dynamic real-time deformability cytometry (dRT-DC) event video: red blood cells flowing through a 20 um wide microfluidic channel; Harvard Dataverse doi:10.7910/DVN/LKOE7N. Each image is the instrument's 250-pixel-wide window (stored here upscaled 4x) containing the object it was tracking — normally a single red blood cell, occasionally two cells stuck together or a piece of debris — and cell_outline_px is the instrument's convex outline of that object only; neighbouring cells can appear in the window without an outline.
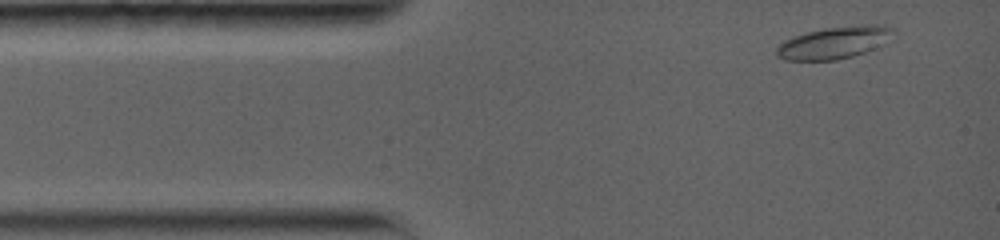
{"species": "common noctule bat (a hibernating species)", "species_latin": "Nyctalus noctula", "temperature_condition": "warm", "stored_images_in_passage": 7, "camera_frame_rate_fps": 5000, "um_per_image_px": 0.085, "animal": {"sex": "female", "body_mass_g": 19.0, "forearm_length_mm": 56.7}, "frame": {"image": 1, "passage_image": 2, "time_ms": 0.6, "image_size_px": [1000, 240], "cell_outline_px": [[896, 32], [884, 44], [864, 52], [852, 56], [836, 60], [784, 60], [776, 56], [776, 48], [784, 40], [808, 32], [824, 28], [860, 24], [880, 24], [896, 28]], "centroid_in_image_um": [70.96, 3.61], "position_along_channel_um": 14.0, "area_um2": 22.02}}
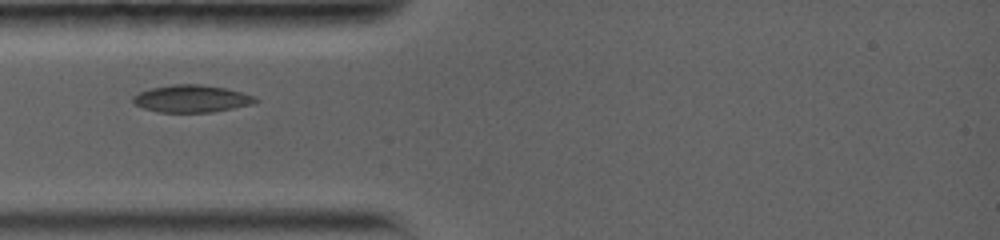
{"frame": {"image": 2, "passage_image": 6, "time_ms": 3.4, "image_size_px": [1000, 240], "cell_outline_px": [[260, 100], [252, 104], [212, 112], [156, 112], [144, 108], [136, 104], [132, 100], [132, 96], [140, 92], [152, 88], [172, 84], [200, 84], [228, 88], [256, 96]], "centroid_in_image_um": [16.32, 8.38], "position_along_channel_um": 68.7, "area_um2": 19.54}}